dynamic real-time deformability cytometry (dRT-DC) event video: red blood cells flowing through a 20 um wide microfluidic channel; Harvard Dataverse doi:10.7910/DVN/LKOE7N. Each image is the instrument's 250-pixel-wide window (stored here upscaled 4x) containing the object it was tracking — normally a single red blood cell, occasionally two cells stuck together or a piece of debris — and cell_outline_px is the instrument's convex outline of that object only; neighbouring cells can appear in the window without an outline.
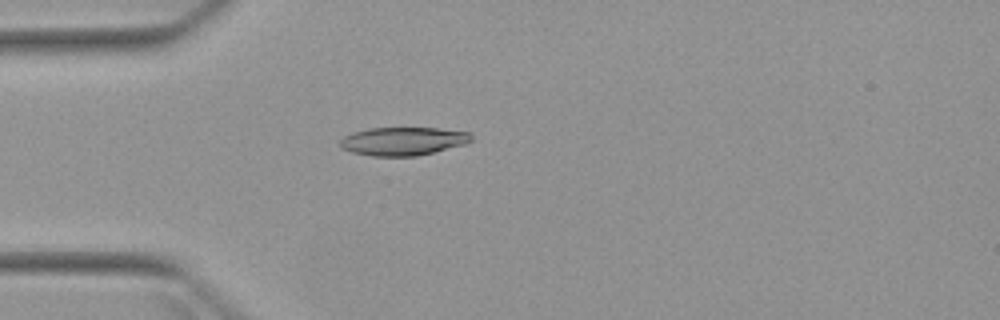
{"species": "Egyptian fruit bat (a non-hibernating species)", "species_latin": "Rousettus aegyptiacus", "temperature_condition": "warm", "stored_images_in_passage": 3, "camera_frame_rate_fps": 3000, "um_per_image_px": 0.085, "animal": {"sex": "female"}, "frame": {"image": 1, "passage_image": 3, "time_ms": 2.333, "image_size_px": [1000, 320], "cell_outline_px": [[472, 140], [464, 144], [416, 156], [372, 156], [352, 152], [340, 148], [340, 140], [344, 136], [352, 132], [368, 128], [436, 128], [472, 132]], "centroid_in_image_um": [34.23, 11.99], "position_along_channel_um": 50.8, "area_um2": 21.62}}